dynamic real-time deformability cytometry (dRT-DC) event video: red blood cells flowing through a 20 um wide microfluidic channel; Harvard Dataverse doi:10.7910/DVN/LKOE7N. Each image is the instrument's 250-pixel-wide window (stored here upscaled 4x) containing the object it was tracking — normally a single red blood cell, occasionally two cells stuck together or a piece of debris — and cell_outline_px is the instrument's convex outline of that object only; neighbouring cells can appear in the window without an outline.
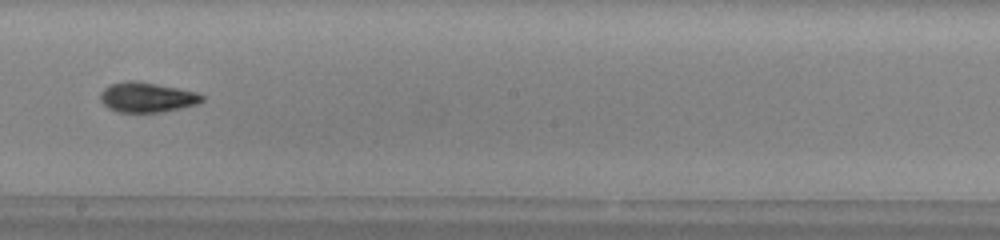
{"species": "common noctule bat (a hibernating species)", "species_latin": "Nyctalus noctula", "temperature_condition": "warm", "stored_images_in_passage": 39, "camera_frame_rate_fps": 3000, "um_per_image_px": 0.085, "animal": {"sex": "male", "body_mass_g": 13.0, "forearm_length_mm": 53.1}, "frame": {"image": 1, "passage_image": 17, "time_ms": 5.333, "image_size_px": [1000, 240], "cell_outline_px": [[204, 100], [196, 104], [164, 112], [116, 112], [108, 108], [100, 100], [100, 92], [108, 84], [124, 80], [136, 80], [180, 88], [196, 92], [204, 96]], "centroid_in_image_um": [12.46, 8.25], "position_along_channel_um": 235.7, "area_um2": 18.03}}
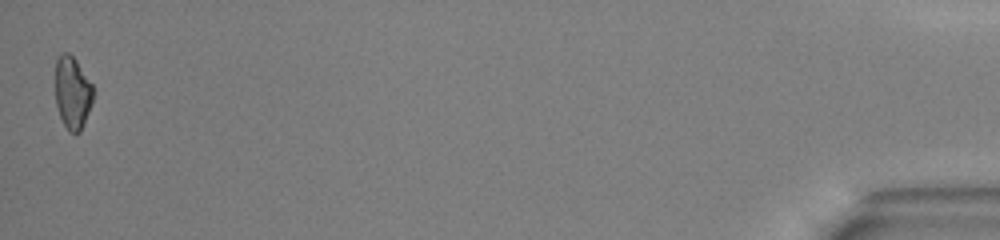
{"frame": {"image": 2, "passage_image": 39, "time_ms": 12.667, "image_size_px": [1000, 240], "cell_outline_px": [[92, 104], [80, 132], [68, 132], [60, 116], [56, 104], [56, 60], [60, 52], [68, 52], [76, 60], [92, 84]], "centroid_in_image_um": [6.15, 7.86], "position_along_channel_um": 429.1, "area_um2": 15.84}, "authors_computed_cell_mechanics": {"area_um2": 17.1088, "velocity_mm_per_s": 4.0208, "shape_relaxation_time_tau1_ms": 3.8062, "shape_relaxation_time_tau2_ms": 4.0511, "deformation_change_tau1": 0.1523, "deformation_change_tau2": 0.0973}}